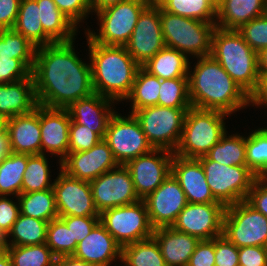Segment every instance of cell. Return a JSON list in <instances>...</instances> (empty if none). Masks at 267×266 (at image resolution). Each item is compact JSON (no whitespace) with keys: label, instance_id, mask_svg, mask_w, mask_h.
<instances>
[{"label":"cell","instance_id":"e7e4bbea","mask_svg":"<svg viewBox=\"0 0 267 266\" xmlns=\"http://www.w3.org/2000/svg\"><path fill=\"white\" fill-rule=\"evenodd\" d=\"M265 14H267V0H265Z\"/></svg>","mask_w":267,"mask_h":266},{"label":"cell","instance_id":"9c48e42d","mask_svg":"<svg viewBox=\"0 0 267 266\" xmlns=\"http://www.w3.org/2000/svg\"><path fill=\"white\" fill-rule=\"evenodd\" d=\"M189 109L155 105L136 110L133 114L154 149H164L174 153Z\"/></svg>","mask_w":267,"mask_h":266},{"label":"cell","instance_id":"bcb514c9","mask_svg":"<svg viewBox=\"0 0 267 266\" xmlns=\"http://www.w3.org/2000/svg\"><path fill=\"white\" fill-rule=\"evenodd\" d=\"M30 75L31 70L21 60L0 56V83H14Z\"/></svg>","mask_w":267,"mask_h":266},{"label":"cell","instance_id":"484cf974","mask_svg":"<svg viewBox=\"0 0 267 266\" xmlns=\"http://www.w3.org/2000/svg\"><path fill=\"white\" fill-rule=\"evenodd\" d=\"M38 106L32 74L14 83H0V117L7 119Z\"/></svg>","mask_w":267,"mask_h":266},{"label":"cell","instance_id":"60d3db41","mask_svg":"<svg viewBox=\"0 0 267 266\" xmlns=\"http://www.w3.org/2000/svg\"><path fill=\"white\" fill-rule=\"evenodd\" d=\"M246 165L258 177H267V132L262 128L246 137Z\"/></svg>","mask_w":267,"mask_h":266},{"label":"cell","instance_id":"681fc988","mask_svg":"<svg viewBox=\"0 0 267 266\" xmlns=\"http://www.w3.org/2000/svg\"><path fill=\"white\" fill-rule=\"evenodd\" d=\"M215 266H239L238 247L223 235L215 237Z\"/></svg>","mask_w":267,"mask_h":266},{"label":"cell","instance_id":"03108f58","mask_svg":"<svg viewBox=\"0 0 267 266\" xmlns=\"http://www.w3.org/2000/svg\"><path fill=\"white\" fill-rule=\"evenodd\" d=\"M0 237H6V236L0 231Z\"/></svg>","mask_w":267,"mask_h":266},{"label":"cell","instance_id":"ab89813d","mask_svg":"<svg viewBox=\"0 0 267 266\" xmlns=\"http://www.w3.org/2000/svg\"><path fill=\"white\" fill-rule=\"evenodd\" d=\"M12 266H54L56 256L44 244L27 246H5Z\"/></svg>","mask_w":267,"mask_h":266},{"label":"cell","instance_id":"5b68a950","mask_svg":"<svg viewBox=\"0 0 267 266\" xmlns=\"http://www.w3.org/2000/svg\"><path fill=\"white\" fill-rule=\"evenodd\" d=\"M225 116L228 114L190 107L184 119L181 138L174 154L184 158H199L227 133Z\"/></svg>","mask_w":267,"mask_h":266},{"label":"cell","instance_id":"7c38bea8","mask_svg":"<svg viewBox=\"0 0 267 266\" xmlns=\"http://www.w3.org/2000/svg\"><path fill=\"white\" fill-rule=\"evenodd\" d=\"M104 141L110 147L119 165H125L154 148L145 136L141 124L134 114L123 117L115 112L110 118Z\"/></svg>","mask_w":267,"mask_h":266},{"label":"cell","instance_id":"d6986e66","mask_svg":"<svg viewBox=\"0 0 267 266\" xmlns=\"http://www.w3.org/2000/svg\"><path fill=\"white\" fill-rule=\"evenodd\" d=\"M118 165L110 147L102 139L89 150L68 153L61 162V169L71 177L90 182Z\"/></svg>","mask_w":267,"mask_h":266},{"label":"cell","instance_id":"603a6c76","mask_svg":"<svg viewBox=\"0 0 267 266\" xmlns=\"http://www.w3.org/2000/svg\"><path fill=\"white\" fill-rule=\"evenodd\" d=\"M122 247L99 222L92 231L77 244L72 256L94 266H109L121 259Z\"/></svg>","mask_w":267,"mask_h":266},{"label":"cell","instance_id":"30bf717a","mask_svg":"<svg viewBox=\"0 0 267 266\" xmlns=\"http://www.w3.org/2000/svg\"><path fill=\"white\" fill-rule=\"evenodd\" d=\"M99 220L121 247L153 236L154 228L143 200L104 210Z\"/></svg>","mask_w":267,"mask_h":266},{"label":"cell","instance_id":"c3c4849f","mask_svg":"<svg viewBox=\"0 0 267 266\" xmlns=\"http://www.w3.org/2000/svg\"><path fill=\"white\" fill-rule=\"evenodd\" d=\"M71 231L72 242L82 241L92 229L100 222L99 217H59Z\"/></svg>","mask_w":267,"mask_h":266},{"label":"cell","instance_id":"6da1fadb","mask_svg":"<svg viewBox=\"0 0 267 266\" xmlns=\"http://www.w3.org/2000/svg\"><path fill=\"white\" fill-rule=\"evenodd\" d=\"M73 42H55L36 49L31 74L38 104L68 108L94 93L91 65L77 56Z\"/></svg>","mask_w":267,"mask_h":266},{"label":"cell","instance_id":"8d00e7d4","mask_svg":"<svg viewBox=\"0 0 267 266\" xmlns=\"http://www.w3.org/2000/svg\"><path fill=\"white\" fill-rule=\"evenodd\" d=\"M215 162L224 165L247 166L246 165V137L237 135L227 136L225 133L206 154Z\"/></svg>","mask_w":267,"mask_h":266},{"label":"cell","instance_id":"4dcf8cb0","mask_svg":"<svg viewBox=\"0 0 267 266\" xmlns=\"http://www.w3.org/2000/svg\"><path fill=\"white\" fill-rule=\"evenodd\" d=\"M20 214L50 222L59 217L53 188L21 193L18 197Z\"/></svg>","mask_w":267,"mask_h":266},{"label":"cell","instance_id":"7a4b0ae2","mask_svg":"<svg viewBox=\"0 0 267 266\" xmlns=\"http://www.w3.org/2000/svg\"><path fill=\"white\" fill-rule=\"evenodd\" d=\"M197 59L194 71H190L189 67L188 72L189 98L192 107L231 115L249 106V95L212 55Z\"/></svg>","mask_w":267,"mask_h":266},{"label":"cell","instance_id":"680465c9","mask_svg":"<svg viewBox=\"0 0 267 266\" xmlns=\"http://www.w3.org/2000/svg\"><path fill=\"white\" fill-rule=\"evenodd\" d=\"M54 266H94L86 261L75 258L74 256L56 257Z\"/></svg>","mask_w":267,"mask_h":266},{"label":"cell","instance_id":"9f6ffc18","mask_svg":"<svg viewBox=\"0 0 267 266\" xmlns=\"http://www.w3.org/2000/svg\"><path fill=\"white\" fill-rule=\"evenodd\" d=\"M249 104L267 106V74H260L256 90L249 96Z\"/></svg>","mask_w":267,"mask_h":266},{"label":"cell","instance_id":"ee69618b","mask_svg":"<svg viewBox=\"0 0 267 266\" xmlns=\"http://www.w3.org/2000/svg\"><path fill=\"white\" fill-rule=\"evenodd\" d=\"M237 31L257 53L267 48V14L258 16L241 25Z\"/></svg>","mask_w":267,"mask_h":266},{"label":"cell","instance_id":"7dc6e473","mask_svg":"<svg viewBox=\"0 0 267 266\" xmlns=\"http://www.w3.org/2000/svg\"><path fill=\"white\" fill-rule=\"evenodd\" d=\"M57 8L77 27L79 22L84 20L93 12L90 0H53ZM87 15V16H86Z\"/></svg>","mask_w":267,"mask_h":266},{"label":"cell","instance_id":"74e56055","mask_svg":"<svg viewBox=\"0 0 267 266\" xmlns=\"http://www.w3.org/2000/svg\"><path fill=\"white\" fill-rule=\"evenodd\" d=\"M37 47L14 29H0V56L21 60L31 71Z\"/></svg>","mask_w":267,"mask_h":266},{"label":"cell","instance_id":"8fae6325","mask_svg":"<svg viewBox=\"0 0 267 266\" xmlns=\"http://www.w3.org/2000/svg\"><path fill=\"white\" fill-rule=\"evenodd\" d=\"M236 247H267V217L246 200L226 206L223 232Z\"/></svg>","mask_w":267,"mask_h":266},{"label":"cell","instance_id":"94428289","mask_svg":"<svg viewBox=\"0 0 267 266\" xmlns=\"http://www.w3.org/2000/svg\"><path fill=\"white\" fill-rule=\"evenodd\" d=\"M259 73L267 74V48L258 53Z\"/></svg>","mask_w":267,"mask_h":266},{"label":"cell","instance_id":"7bdbcfd3","mask_svg":"<svg viewBox=\"0 0 267 266\" xmlns=\"http://www.w3.org/2000/svg\"><path fill=\"white\" fill-rule=\"evenodd\" d=\"M46 245L56 257L72 256L77 242H72L71 231L58 217L48 223Z\"/></svg>","mask_w":267,"mask_h":266},{"label":"cell","instance_id":"1f68e13d","mask_svg":"<svg viewBox=\"0 0 267 266\" xmlns=\"http://www.w3.org/2000/svg\"><path fill=\"white\" fill-rule=\"evenodd\" d=\"M48 222L19 214L6 238L5 246H27L46 243Z\"/></svg>","mask_w":267,"mask_h":266},{"label":"cell","instance_id":"5bb4252c","mask_svg":"<svg viewBox=\"0 0 267 266\" xmlns=\"http://www.w3.org/2000/svg\"><path fill=\"white\" fill-rule=\"evenodd\" d=\"M52 188L59 217H99L89 181L71 177L61 169Z\"/></svg>","mask_w":267,"mask_h":266},{"label":"cell","instance_id":"277c9868","mask_svg":"<svg viewBox=\"0 0 267 266\" xmlns=\"http://www.w3.org/2000/svg\"><path fill=\"white\" fill-rule=\"evenodd\" d=\"M211 55L249 96L256 90L260 75L258 53L237 30L215 27Z\"/></svg>","mask_w":267,"mask_h":266},{"label":"cell","instance_id":"cb8c5ba5","mask_svg":"<svg viewBox=\"0 0 267 266\" xmlns=\"http://www.w3.org/2000/svg\"><path fill=\"white\" fill-rule=\"evenodd\" d=\"M112 103L114 100L93 93L73 102L67 110L71 121L86 126L104 139L108 122L116 112L111 109Z\"/></svg>","mask_w":267,"mask_h":266},{"label":"cell","instance_id":"816d5d0a","mask_svg":"<svg viewBox=\"0 0 267 266\" xmlns=\"http://www.w3.org/2000/svg\"><path fill=\"white\" fill-rule=\"evenodd\" d=\"M20 214L19 203L0 195V231L7 236Z\"/></svg>","mask_w":267,"mask_h":266},{"label":"cell","instance_id":"be15d7a7","mask_svg":"<svg viewBox=\"0 0 267 266\" xmlns=\"http://www.w3.org/2000/svg\"><path fill=\"white\" fill-rule=\"evenodd\" d=\"M6 237H0V253L5 250Z\"/></svg>","mask_w":267,"mask_h":266},{"label":"cell","instance_id":"f5cc1de1","mask_svg":"<svg viewBox=\"0 0 267 266\" xmlns=\"http://www.w3.org/2000/svg\"><path fill=\"white\" fill-rule=\"evenodd\" d=\"M246 201L267 217V177H258L255 180Z\"/></svg>","mask_w":267,"mask_h":266},{"label":"cell","instance_id":"ac0fdd59","mask_svg":"<svg viewBox=\"0 0 267 266\" xmlns=\"http://www.w3.org/2000/svg\"><path fill=\"white\" fill-rule=\"evenodd\" d=\"M143 201L154 229L172 227L179 213L188 204L184 191L172 173Z\"/></svg>","mask_w":267,"mask_h":266},{"label":"cell","instance_id":"44dd1931","mask_svg":"<svg viewBox=\"0 0 267 266\" xmlns=\"http://www.w3.org/2000/svg\"><path fill=\"white\" fill-rule=\"evenodd\" d=\"M171 173L178 180L188 203H221L212 195L201 162L196 158H184L174 154Z\"/></svg>","mask_w":267,"mask_h":266},{"label":"cell","instance_id":"83f0119b","mask_svg":"<svg viewBox=\"0 0 267 266\" xmlns=\"http://www.w3.org/2000/svg\"><path fill=\"white\" fill-rule=\"evenodd\" d=\"M44 33L55 42L74 40L77 27L56 6L53 0H36Z\"/></svg>","mask_w":267,"mask_h":266},{"label":"cell","instance_id":"9a60e30c","mask_svg":"<svg viewBox=\"0 0 267 266\" xmlns=\"http://www.w3.org/2000/svg\"><path fill=\"white\" fill-rule=\"evenodd\" d=\"M164 47L160 6L153 0L140 14L125 48L142 66Z\"/></svg>","mask_w":267,"mask_h":266},{"label":"cell","instance_id":"f907efd6","mask_svg":"<svg viewBox=\"0 0 267 266\" xmlns=\"http://www.w3.org/2000/svg\"><path fill=\"white\" fill-rule=\"evenodd\" d=\"M188 266H215V238L197 244Z\"/></svg>","mask_w":267,"mask_h":266},{"label":"cell","instance_id":"e0dca14e","mask_svg":"<svg viewBox=\"0 0 267 266\" xmlns=\"http://www.w3.org/2000/svg\"><path fill=\"white\" fill-rule=\"evenodd\" d=\"M173 156L171 151L153 149L125 164L132 176L136 194L141 200L156 190L171 174Z\"/></svg>","mask_w":267,"mask_h":266},{"label":"cell","instance_id":"b9f144b4","mask_svg":"<svg viewBox=\"0 0 267 266\" xmlns=\"http://www.w3.org/2000/svg\"><path fill=\"white\" fill-rule=\"evenodd\" d=\"M158 105L170 108L192 107L189 98L188 77L160 80Z\"/></svg>","mask_w":267,"mask_h":266},{"label":"cell","instance_id":"4316f807","mask_svg":"<svg viewBox=\"0 0 267 266\" xmlns=\"http://www.w3.org/2000/svg\"><path fill=\"white\" fill-rule=\"evenodd\" d=\"M265 14V0H217L216 27L237 30Z\"/></svg>","mask_w":267,"mask_h":266},{"label":"cell","instance_id":"f1b7e54d","mask_svg":"<svg viewBox=\"0 0 267 266\" xmlns=\"http://www.w3.org/2000/svg\"><path fill=\"white\" fill-rule=\"evenodd\" d=\"M142 67L160 80L173 79L188 77L190 62L186 54L173 48L164 47Z\"/></svg>","mask_w":267,"mask_h":266},{"label":"cell","instance_id":"8992f818","mask_svg":"<svg viewBox=\"0 0 267 266\" xmlns=\"http://www.w3.org/2000/svg\"><path fill=\"white\" fill-rule=\"evenodd\" d=\"M165 47L197 57L211 55L212 34L216 22H204L174 15L160 7Z\"/></svg>","mask_w":267,"mask_h":266},{"label":"cell","instance_id":"ffe728a7","mask_svg":"<svg viewBox=\"0 0 267 266\" xmlns=\"http://www.w3.org/2000/svg\"><path fill=\"white\" fill-rule=\"evenodd\" d=\"M70 122L67 108L40 105L41 154L60 155V168L68 155Z\"/></svg>","mask_w":267,"mask_h":266},{"label":"cell","instance_id":"2e32d148","mask_svg":"<svg viewBox=\"0 0 267 266\" xmlns=\"http://www.w3.org/2000/svg\"><path fill=\"white\" fill-rule=\"evenodd\" d=\"M226 206L222 203H188L172 227L201 240L222 235Z\"/></svg>","mask_w":267,"mask_h":266},{"label":"cell","instance_id":"11a10c76","mask_svg":"<svg viewBox=\"0 0 267 266\" xmlns=\"http://www.w3.org/2000/svg\"><path fill=\"white\" fill-rule=\"evenodd\" d=\"M21 0H0V29H13Z\"/></svg>","mask_w":267,"mask_h":266},{"label":"cell","instance_id":"f546056e","mask_svg":"<svg viewBox=\"0 0 267 266\" xmlns=\"http://www.w3.org/2000/svg\"><path fill=\"white\" fill-rule=\"evenodd\" d=\"M13 29L21 33L37 48L54 43L44 33L36 0H21L17 20Z\"/></svg>","mask_w":267,"mask_h":266},{"label":"cell","instance_id":"d6a6232c","mask_svg":"<svg viewBox=\"0 0 267 266\" xmlns=\"http://www.w3.org/2000/svg\"><path fill=\"white\" fill-rule=\"evenodd\" d=\"M164 11L204 22H216L217 0H154Z\"/></svg>","mask_w":267,"mask_h":266},{"label":"cell","instance_id":"d590c367","mask_svg":"<svg viewBox=\"0 0 267 266\" xmlns=\"http://www.w3.org/2000/svg\"><path fill=\"white\" fill-rule=\"evenodd\" d=\"M123 266H166L157 241L151 237L122 247Z\"/></svg>","mask_w":267,"mask_h":266},{"label":"cell","instance_id":"f35d334b","mask_svg":"<svg viewBox=\"0 0 267 266\" xmlns=\"http://www.w3.org/2000/svg\"><path fill=\"white\" fill-rule=\"evenodd\" d=\"M50 171L46 154H27V167L23 175L22 193L51 189Z\"/></svg>","mask_w":267,"mask_h":266},{"label":"cell","instance_id":"3957f363","mask_svg":"<svg viewBox=\"0 0 267 266\" xmlns=\"http://www.w3.org/2000/svg\"><path fill=\"white\" fill-rule=\"evenodd\" d=\"M94 93L115 101L130 94L138 69L141 67L125 46H108L87 38Z\"/></svg>","mask_w":267,"mask_h":266},{"label":"cell","instance_id":"7402d4cb","mask_svg":"<svg viewBox=\"0 0 267 266\" xmlns=\"http://www.w3.org/2000/svg\"><path fill=\"white\" fill-rule=\"evenodd\" d=\"M11 152L41 154L40 104L31 112L6 120Z\"/></svg>","mask_w":267,"mask_h":266},{"label":"cell","instance_id":"d4e9b609","mask_svg":"<svg viewBox=\"0 0 267 266\" xmlns=\"http://www.w3.org/2000/svg\"><path fill=\"white\" fill-rule=\"evenodd\" d=\"M152 237L159 245L166 266H188L200 242L197 237L179 232L173 227L156 228Z\"/></svg>","mask_w":267,"mask_h":266},{"label":"cell","instance_id":"91938a15","mask_svg":"<svg viewBox=\"0 0 267 266\" xmlns=\"http://www.w3.org/2000/svg\"><path fill=\"white\" fill-rule=\"evenodd\" d=\"M123 1L125 0H90V5H91L93 12H97L109 6L116 5Z\"/></svg>","mask_w":267,"mask_h":266},{"label":"cell","instance_id":"db71d44e","mask_svg":"<svg viewBox=\"0 0 267 266\" xmlns=\"http://www.w3.org/2000/svg\"><path fill=\"white\" fill-rule=\"evenodd\" d=\"M239 266H267V247L246 246L238 248Z\"/></svg>","mask_w":267,"mask_h":266},{"label":"cell","instance_id":"6f0895ef","mask_svg":"<svg viewBox=\"0 0 267 266\" xmlns=\"http://www.w3.org/2000/svg\"><path fill=\"white\" fill-rule=\"evenodd\" d=\"M11 153L9 136L6 132V119L0 117V162Z\"/></svg>","mask_w":267,"mask_h":266},{"label":"cell","instance_id":"836d02e7","mask_svg":"<svg viewBox=\"0 0 267 266\" xmlns=\"http://www.w3.org/2000/svg\"><path fill=\"white\" fill-rule=\"evenodd\" d=\"M27 167V154L11 152L0 162V195L22 193L23 175Z\"/></svg>","mask_w":267,"mask_h":266},{"label":"cell","instance_id":"f6af8a7d","mask_svg":"<svg viewBox=\"0 0 267 266\" xmlns=\"http://www.w3.org/2000/svg\"><path fill=\"white\" fill-rule=\"evenodd\" d=\"M101 140L102 138L97 133L86 126L70 122L68 153L89 150Z\"/></svg>","mask_w":267,"mask_h":266},{"label":"cell","instance_id":"4fadbf2b","mask_svg":"<svg viewBox=\"0 0 267 266\" xmlns=\"http://www.w3.org/2000/svg\"><path fill=\"white\" fill-rule=\"evenodd\" d=\"M94 205L99 214L107 209L134 204L136 194L132 176L125 165H118L90 181Z\"/></svg>","mask_w":267,"mask_h":266},{"label":"cell","instance_id":"6125c7cd","mask_svg":"<svg viewBox=\"0 0 267 266\" xmlns=\"http://www.w3.org/2000/svg\"><path fill=\"white\" fill-rule=\"evenodd\" d=\"M0 266H12L10 256L6 250L0 253Z\"/></svg>","mask_w":267,"mask_h":266},{"label":"cell","instance_id":"52a82bcc","mask_svg":"<svg viewBox=\"0 0 267 266\" xmlns=\"http://www.w3.org/2000/svg\"><path fill=\"white\" fill-rule=\"evenodd\" d=\"M204 169L213 197L225 206L247 199L258 178L247 166L224 165L206 155L197 158Z\"/></svg>","mask_w":267,"mask_h":266},{"label":"cell","instance_id":"ba28073f","mask_svg":"<svg viewBox=\"0 0 267 266\" xmlns=\"http://www.w3.org/2000/svg\"><path fill=\"white\" fill-rule=\"evenodd\" d=\"M152 1L125 0L95 12L100 22L99 34L87 29V37L102 45L125 46L140 14Z\"/></svg>","mask_w":267,"mask_h":266},{"label":"cell","instance_id":"e575fe53","mask_svg":"<svg viewBox=\"0 0 267 266\" xmlns=\"http://www.w3.org/2000/svg\"><path fill=\"white\" fill-rule=\"evenodd\" d=\"M160 79L142 66L138 69L130 94L125 100L132 102L131 114L136 110L158 105Z\"/></svg>","mask_w":267,"mask_h":266}]
</instances>
